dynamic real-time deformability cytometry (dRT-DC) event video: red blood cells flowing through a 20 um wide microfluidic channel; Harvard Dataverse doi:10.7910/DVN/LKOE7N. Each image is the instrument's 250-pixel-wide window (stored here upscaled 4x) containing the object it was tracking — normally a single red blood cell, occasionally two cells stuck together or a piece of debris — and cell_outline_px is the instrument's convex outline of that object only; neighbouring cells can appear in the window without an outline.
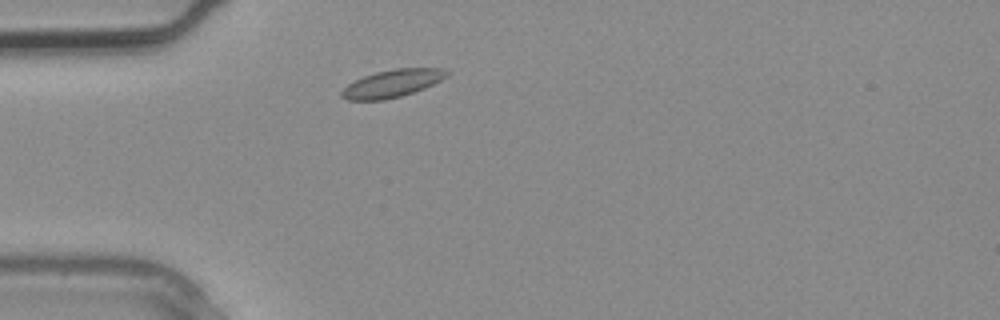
{"species": "common noctule bat (a hibernating species)", "species_latin": "Nyctalus noctula", "temperature_condition": "warm", "stored_images_in_passage": 1, "camera_frame_rate_fps": 3000, "um_per_image_px": 0.085, "animal": {"sex": "male", "body_mass_g": 20.4}, "frame": {"image": 1, "passage_image": 1, "time_ms": 0.0, "image_size_px": [1000, 320], "cell_outline_px": [[452, 72], [448, 76], [424, 88], [400, 96], [384, 100], [348, 100], [340, 96], [340, 92], [348, 84], [364, 76], [376, 72], [392, 68], [440, 68]], "centroid_in_image_um": [33.34, 7.08], "position_along_channel_um": 51.7, "area_um2": 16.82}}